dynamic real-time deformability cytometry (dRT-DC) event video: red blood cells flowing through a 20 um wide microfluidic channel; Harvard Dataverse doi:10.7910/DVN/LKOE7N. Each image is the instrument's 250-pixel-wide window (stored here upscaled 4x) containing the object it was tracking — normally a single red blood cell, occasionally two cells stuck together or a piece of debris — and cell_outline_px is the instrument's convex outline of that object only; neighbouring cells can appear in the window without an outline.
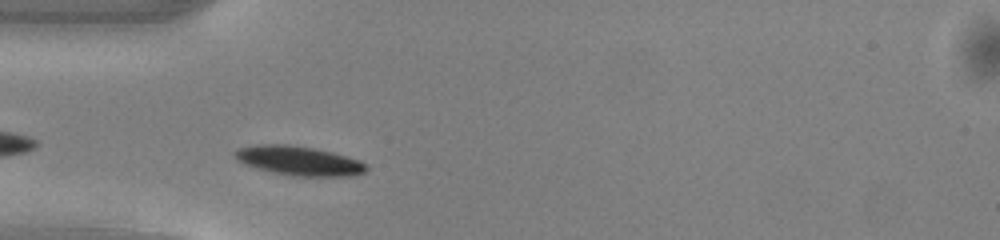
{"species": "common noctule bat (a hibernating species)", "species_latin": "Nyctalus noctula", "temperature_condition": "warm", "stored_images_in_passage": 38, "camera_frame_rate_fps": 3000, "um_per_image_px": 0.085, "animal": {"sex": "male", "body_mass_g": 13.0, "forearm_length_mm": 53.1}, "frame": {"image": 1, "passage_image": 3, "time_ms": 0.667, "image_size_px": [1000, 240], "cell_outline_px": [[368, 168], [364, 172], [352, 176], [292, 176], [272, 172], [244, 164], [236, 160], [232, 156], [232, 152], [240, 148], [256, 144], [288, 144], [312, 148], [332, 152], [360, 160]], "centroid_in_image_um": [25.36, 13.66], "position_along_channel_um": 59.6, "area_um2": 22.48}}
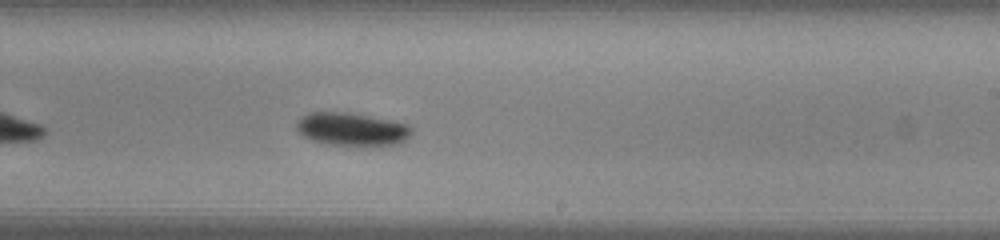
{"frame": {"image": 2, "passage_image": 18, "time_ms": 5.667, "image_size_px": [1000, 240], "cell_outline_px": [[412, 132], [404, 140], [396, 144], [328, 144], [312, 140], [304, 136], [296, 128], [296, 120], [300, 116], [308, 112], [348, 112], [392, 120], [408, 124], [412, 128]], "centroid_in_image_um": [29.86, 10.94], "position_along_channel_um": 259.1, "area_um2": 21.85}}
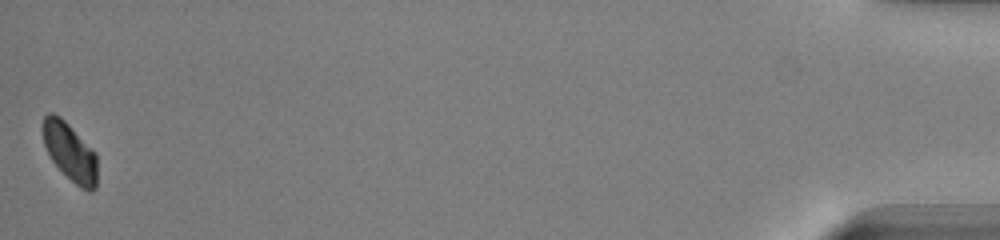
{"frame": {"image": 3, "passage_image": 38, "time_ms": 12.333, "image_size_px": [1000, 240], "cell_outline_px": [[96, 188], [92, 192], [88, 192], [80, 188], [52, 160], [44, 144], [44, 116], [48, 112], [52, 112], [60, 116], [96, 152]], "centroid_in_image_um": [5.98, 12.92], "position_along_channel_um": 429.2, "area_um2": 18.03}, "authors_computed_cell_mechanics": {"area_um2": 21.675, "velocity_mm_per_s": 4.0554, "shape_relaxation_time_tau1_ms": 1.5258, "shape_relaxation_time_tau2_ms": null, "deformation_change_tau1": 0.0741, "deformation_change_tau2": null}}